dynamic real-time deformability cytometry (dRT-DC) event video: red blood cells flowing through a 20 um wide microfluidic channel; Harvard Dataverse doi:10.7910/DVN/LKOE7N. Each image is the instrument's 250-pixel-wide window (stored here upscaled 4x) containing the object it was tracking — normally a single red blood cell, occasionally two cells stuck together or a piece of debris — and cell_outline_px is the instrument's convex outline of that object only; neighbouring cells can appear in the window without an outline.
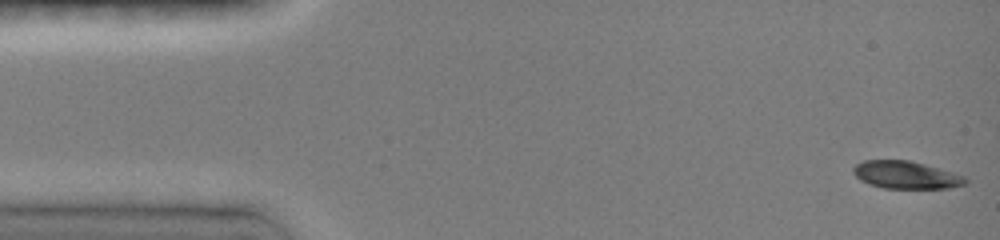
{"species": "common noctule bat (a hibernating species)", "species_latin": "Nyctalus noctula", "temperature_condition": "room temperature", "stored_images_in_passage": 47, "camera_frame_rate_fps": 3000, "um_per_image_px": 0.085, "animal": {"sex": "female", "body_mass_g": 19.0, "forearm_length_mm": 51.5}, "frame": {"image": 1, "passage_image": 1, "time_ms": 0.0, "image_size_px": [1000, 240], "cell_outline_px": [[968, 184], [948, 188], [884, 188], [868, 184], [860, 180], [852, 172], [852, 168], [856, 164], [864, 160], [908, 160], [924, 164], [952, 172], [964, 176], [968, 180]], "centroid_in_image_um": [76.99, 14.87], "position_along_channel_um": 8.0, "area_um2": 18.03}}
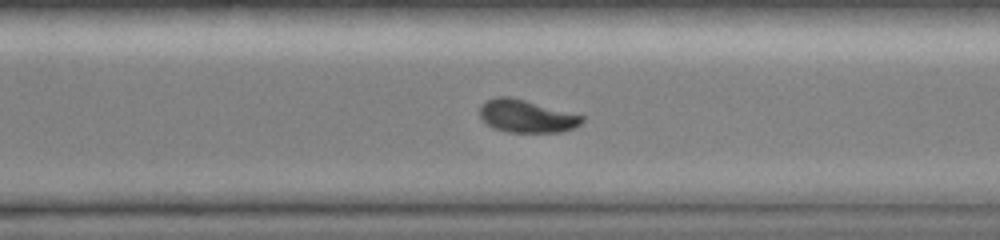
{"frame": {"image": 2, "passage_image": 33, "time_ms": 10.667, "image_size_px": [1000, 240], "cell_outline_px": [[584, 120], [576, 128], [560, 132], [508, 132], [496, 128], [488, 124], [480, 116], [480, 104], [484, 100], [496, 96], [512, 96], [584, 116]], "centroid_in_image_um": [44.75, 9.85], "position_along_channel_um": 325.8, "area_um2": 19.59}}
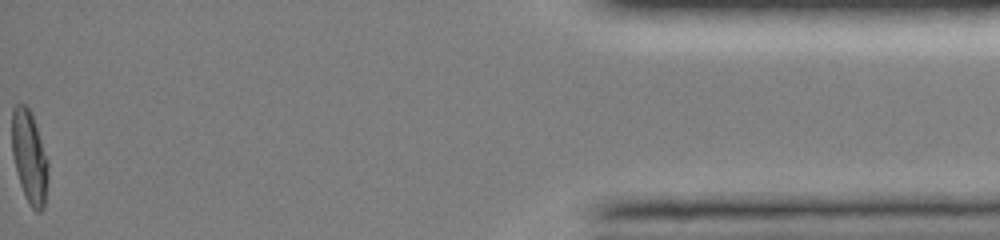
{"frame": {"image": 3, "passage_image": 47, "time_ms": 15.333, "image_size_px": [1000, 240], "cell_outline_px": [[48, 176], [44, 208], [40, 212], [36, 212], [32, 208], [20, 184], [16, 172], [12, 156], [12, 108], [16, 104], [24, 104], [28, 108], [32, 116], [48, 160]], "centroid_in_image_um": [2.49, 13.36], "position_along_channel_um": 432.7, "area_um2": 19.36}, "authors_computed_cell_mechanics": {"area_um2": 19.7098, "velocity_mm_per_s": 4.094, "shape_relaxation_time_tau1_ms": 3.4499, "shape_relaxation_time_tau2_ms": null, "deformation_change_tau1": 0.1817, "deformation_change_tau2": null}}